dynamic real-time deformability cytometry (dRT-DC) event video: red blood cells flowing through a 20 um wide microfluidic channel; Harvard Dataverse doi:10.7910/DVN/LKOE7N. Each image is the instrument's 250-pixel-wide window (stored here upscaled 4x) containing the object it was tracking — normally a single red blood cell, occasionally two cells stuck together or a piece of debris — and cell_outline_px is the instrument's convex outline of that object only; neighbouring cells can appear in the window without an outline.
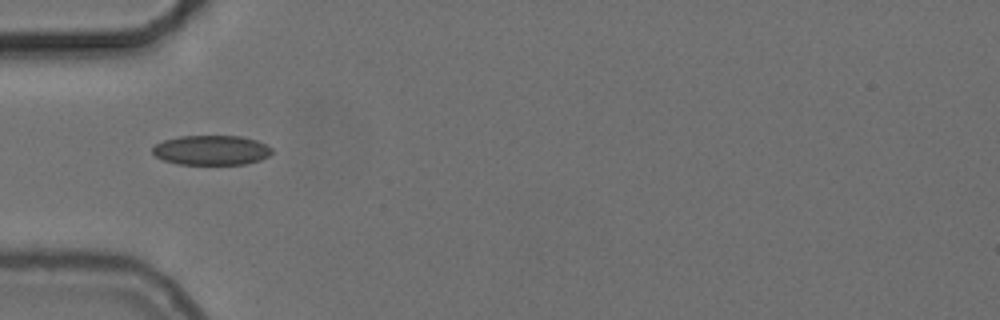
{"species": "common noctule bat (a hibernating species)", "species_latin": "Nyctalus noctula", "temperature_condition": "cold", "stored_images_in_passage": 15, "camera_frame_rate_fps": 3000, "um_per_image_px": 0.085, "animal": {"sex": "female", "body_mass_g": 24.6, "forearm_length_mm": 56.2}, "frame": {"image": 1, "passage_image": 1, "time_ms": 0.0, "image_size_px": [1000, 320], "cell_outline_px": [[272, 152], [268, 156], [260, 160], [244, 164], [176, 164], [164, 160], [156, 156], [152, 152], [152, 148], [156, 144], [164, 140], [180, 136], [240, 136], [256, 140], [268, 144], [272, 148]], "centroid_in_image_um": [17.98, 12.76], "position_along_channel_um": 67.0, "area_um2": 20.69}}
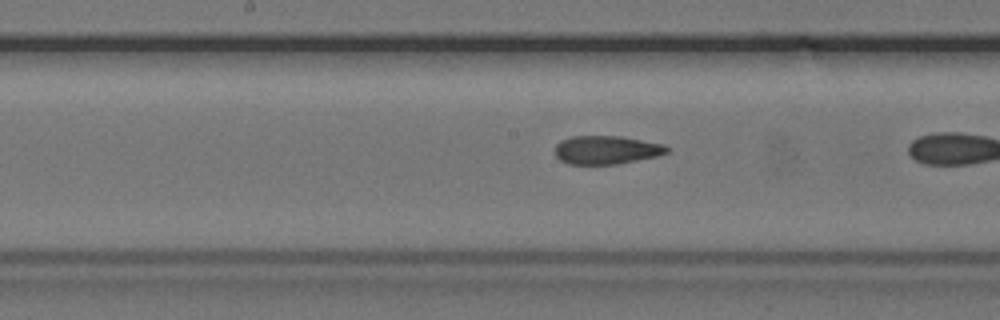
{"frame": {"image": 2, "passage_image": 9, "time_ms": 2.667, "image_size_px": [1000, 320], "cell_outline_px": [[672, 148], [668, 152], [660, 156], [616, 164], [568, 164], [560, 160], [556, 156], [556, 144], [560, 140], [572, 136], [620, 136], [664, 144]], "centroid_in_image_um": [51.58, 12.74], "position_along_channel_um": 196.6, "area_um2": 18.73}}